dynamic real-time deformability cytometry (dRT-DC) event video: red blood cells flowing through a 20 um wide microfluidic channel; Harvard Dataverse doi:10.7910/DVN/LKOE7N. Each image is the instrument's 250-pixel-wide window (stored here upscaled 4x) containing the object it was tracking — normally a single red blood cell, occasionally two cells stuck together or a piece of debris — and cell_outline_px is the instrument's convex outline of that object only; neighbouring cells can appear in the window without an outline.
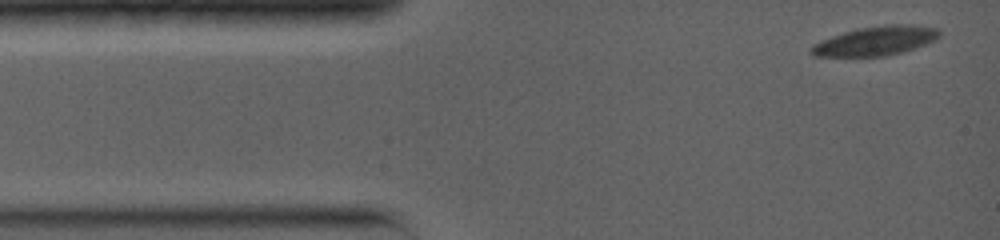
{"species": "common noctule bat (a hibernating species)", "species_latin": "Nyctalus noctula", "temperature_condition": "warm", "stored_images_in_passage": 52, "camera_frame_rate_fps": 5000, "um_per_image_px": 0.085, "animal": {"sex": "female", "body_mass_g": 19.0, "forearm_length_mm": 56.7}, "frame": {"image": 1, "passage_image": 1, "time_ms": 0.0, "image_size_px": [1000, 240], "cell_outline_px": [[940, 36], [936, 40], [900, 52], [884, 56], [812, 56], [808, 52], [808, 48], [812, 44], [832, 36], [856, 28], [888, 24], [916, 24], [940, 28]], "centroid_in_image_um": [74.42, 3.46], "position_along_channel_um": 10.6, "area_um2": 21.96}}
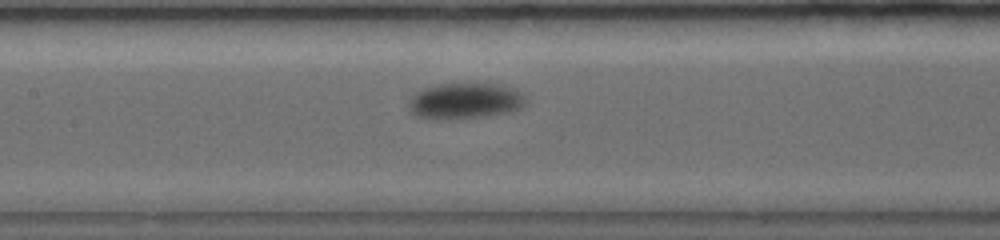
{"frame": {"image": 2, "passage_image": 40, "time_ms": 6.0, "image_size_px": [1000, 240], "cell_outline_px": [[528, 100], [520, 108], [508, 112], [484, 116], [432, 120], [416, 116], [408, 108], [408, 100], [416, 92], [424, 88], [440, 84], [476, 80], [516, 88]], "centroid_in_image_um": [39.52, 8.53], "position_along_channel_um": 167.9, "area_um2": 25.32}}
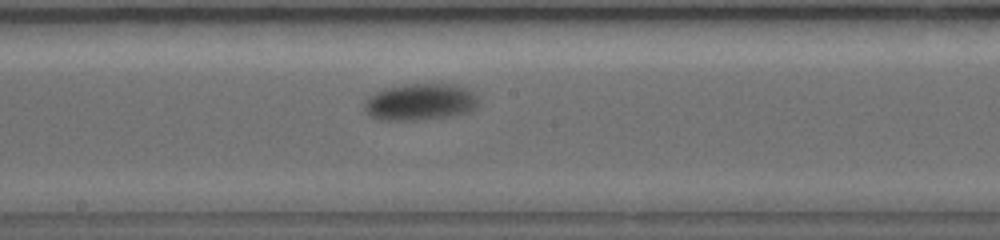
{"frame": {"image": 3, "passage_image": 49, "time_ms": 7.2, "image_size_px": [1000, 240], "cell_outline_px": [[476, 108], [472, 112], [452, 116], [416, 120], [380, 120], [368, 116], [364, 112], [364, 100], [368, 96], [384, 88], [408, 84], [456, 84], [468, 88], [476, 96]], "centroid_in_image_um": [35.69, 8.67], "position_along_channel_um": 212.5, "area_um2": 24.8}}